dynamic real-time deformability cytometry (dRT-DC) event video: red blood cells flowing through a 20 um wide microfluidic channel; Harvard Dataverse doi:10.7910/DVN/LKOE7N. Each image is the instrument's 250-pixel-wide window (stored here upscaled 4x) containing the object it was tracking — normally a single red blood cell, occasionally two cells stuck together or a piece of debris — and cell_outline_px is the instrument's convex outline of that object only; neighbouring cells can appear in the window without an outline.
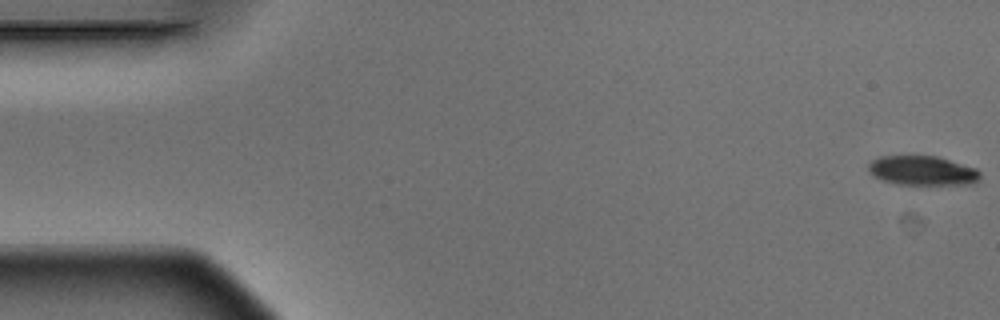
{"species": "Egyptian fruit bat (a non-hibernating species)", "species_latin": "Rousettus aegyptiacus", "temperature_condition": "warm", "stored_images_in_passage": 9, "camera_frame_rate_fps": 3000, "um_per_image_px": 0.085, "animal": {"sex": "male"}, "frame": {"image": 1, "passage_image": 1, "time_ms": 0.0, "image_size_px": [1000, 320], "cell_outline_px": [[980, 180], [976, 184], [900, 184], [884, 180], [872, 176], [868, 172], [868, 164], [872, 160], [880, 156], [940, 156], [976, 168], [980, 172]], "centroid_in_image_um": [78.43, 14.49], "position_along_channel_um": 6.6, "area_um2": 19.31}}
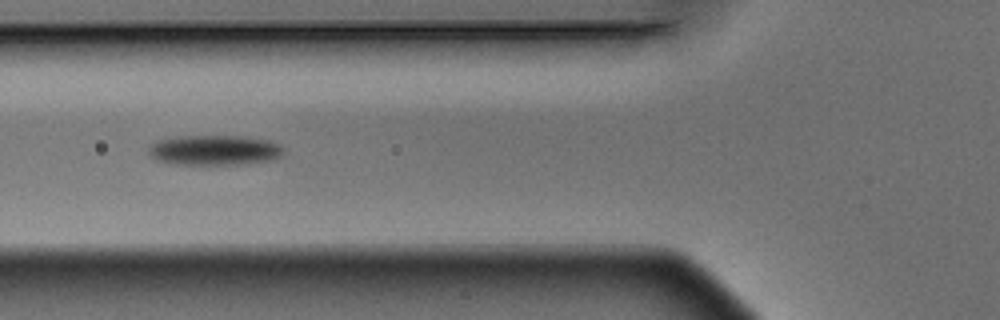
{"frame": {"image": 2, "passage_image": 6, "time_ms": 1.667, "image_size_px": [1000, 320], "cell_outline_px": [[284, 152], [276, 160], [248, 164], [176, 164], [156, 160], [148, 152], [148, 148], [156, 140], [184, 136], [248, 136], [268, 140], [280, 144], [284, 148]], "centroid_in_image_um": [18.3, 12.76], "position_along_channel_um": 107.5, "area_um2": 23.93}}
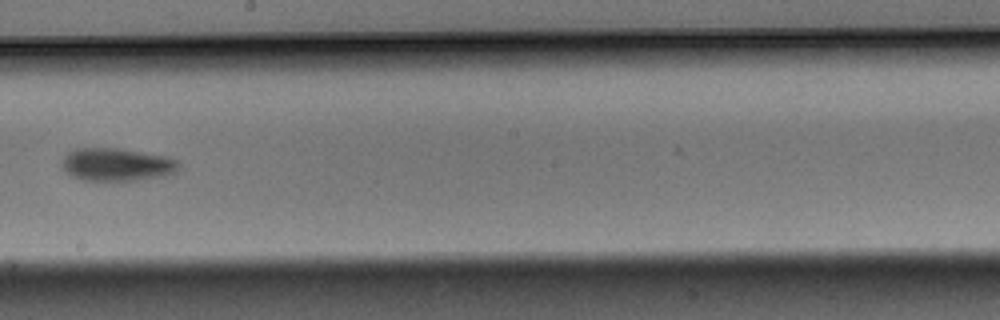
{"frame": {"image": 3, "passage_image": 9, "time_ms": 2.667, "image_size_px": [1000, 320], "cell_outline_px": [[180, 168], [176, 172], [164, 176], [136, 180], [80, 180], [72, 176], [60, 164], [64, 156], [68, 152], [76, 148], [120, 148], [168, 156], [176, 160], [180, 164]], "centroid_in_image_um": [9.95, 13.97], "position_along_channel_um": 238.3, "area_um2": 22.54}}